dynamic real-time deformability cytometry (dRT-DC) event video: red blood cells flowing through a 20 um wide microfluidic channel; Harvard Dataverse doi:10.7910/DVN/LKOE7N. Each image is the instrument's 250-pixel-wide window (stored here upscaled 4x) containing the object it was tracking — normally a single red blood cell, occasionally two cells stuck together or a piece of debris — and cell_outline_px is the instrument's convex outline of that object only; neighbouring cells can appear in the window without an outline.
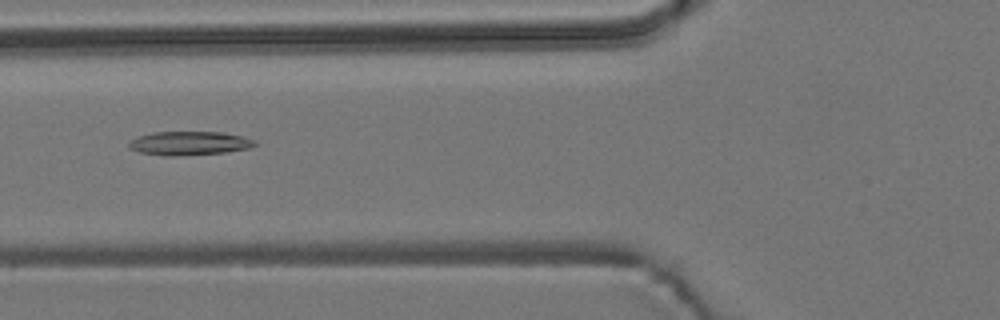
{"species": "common noctule bat (a hibernating species)", "species_latin": "Nyctalus noctula", "temperature_condition": "room temperature", "stored_images_in_passage": 10, "camera_frame_rate_fps": 3000, "um_per_image_px": 0.085, "animal": {"sex": "male", "body_mass_g": 19.2, "forearm_length_mm": 51.8}, "frame": {"image": 1, "passage_image": 5, "time_ms": 5.667, "image_size_px": [1000, 320], "cell_outline_px": [[256, 144], [248, 148], [224, 152], [172, 156], [164, 156], [140, 152], [128, 148], [128, 144], [132, 140], [140, 136], [152, 132], [220, 132], [240, 136], [256, 140]], "centroid_in_image_um": [16.06, 12.17], "position_along_channel_um": 109.7, "area_um2": 17.17}}
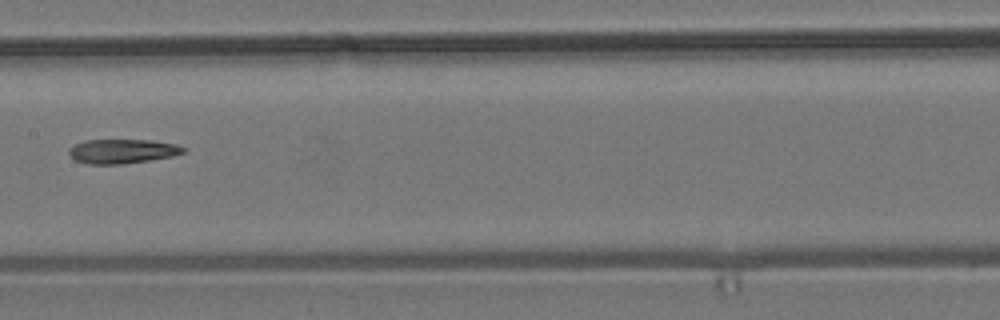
{"frame": {"image": 2, "passage_image": 7, "time_ms": 8.0, "image_size_px": [1000, 320], "cell_outline_px": [[188, 148], [184, 152], [172, 156], [124, 164], [88, 164], [76, 160], [68, 152], [68, 148], [84, 140], [152, 140], [176, 144]], "centroid_in_image_um": [10.41, 12.85], "position_along_channel_um": 197.0, "area_um2": 16.18}}
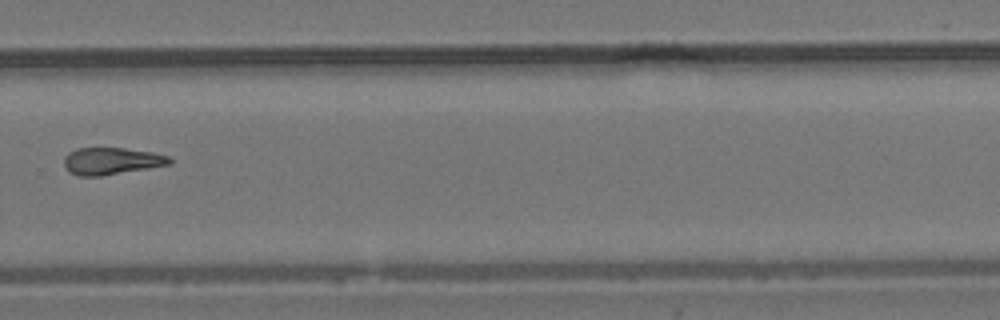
{"frame": {"image": 3, "passage_image": 10, "time_ms": 11.333, "image_size_px": [1000, 320], "cell_outline_px": [[172, 164], [100, 176], [76, 176], [68, 172], [64, 168], [64, 156], [68, 152], [76, 148], [124, 148], [152, 152], [168, 156], [172, 160]], "centroid_in_image_um": [9.42, 13.69], "position_along_channel_um": 320.4, "area_um2": 16.76}}